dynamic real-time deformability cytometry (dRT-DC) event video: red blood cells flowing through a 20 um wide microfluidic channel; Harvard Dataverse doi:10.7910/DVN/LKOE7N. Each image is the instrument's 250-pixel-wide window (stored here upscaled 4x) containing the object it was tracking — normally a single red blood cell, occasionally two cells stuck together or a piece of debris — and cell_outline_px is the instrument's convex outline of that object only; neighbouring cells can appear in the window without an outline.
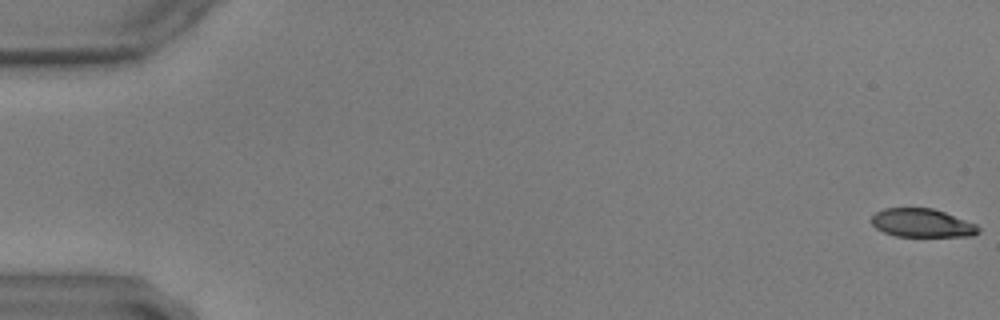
{"species": "common noctule bat (a hibernating species)", "species_latin": "Nyctalus noctula", "temperature_condition": "warm", "stored_images_in_passage": 59, "camera_frame_rate_fps": 3000, "um_per_image_px": 0.085, "animal": {"sex": "male", "body_mass_g": 17.9, "forearm_length_mm": 54.2}, "frame": {"image": 1, "passage_image": 1, "time_ms": 0.0, "image_size_px": [1000, 320], "cell_outline_px": [[980, 232], [972, 236], [896, 236], [884, 232], [876, 228], [868, 220], [876, 212], [884, 208], [932, 208], [944, 212], [976, 224], [980, 228]], "centroid_in_image_um": [78.35, 18.95], "position_along_channel_um": 6.7, "area_um2": 17.74}}
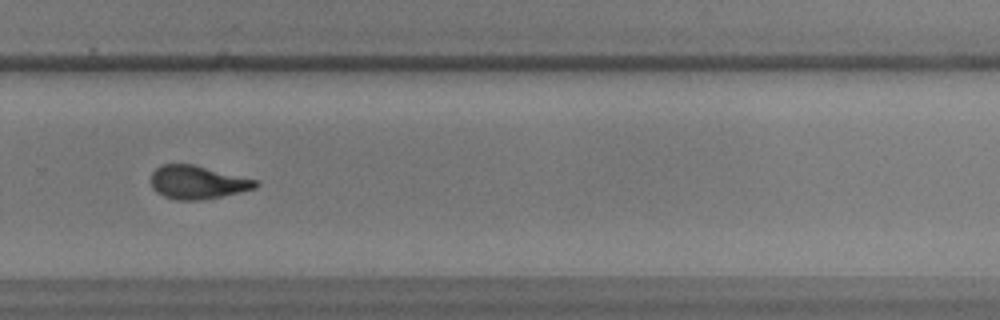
{"frame": {"image": 2, "passage_image": 41, "time_ms": 13.333, "image_size_px": [1000, 320], "cell_outline_px": [[260, 184], [256, 188], [240, 192], [200, 200], [176, 200], [164, 196], [156, 192], [152, 188], [152, 172], [160, 164], [192, 164], [260, 180]], "centroid_in_image_um": [16.81, 15.49], "position_along_channel_um": 313.0, "area_um2": 20.4}}
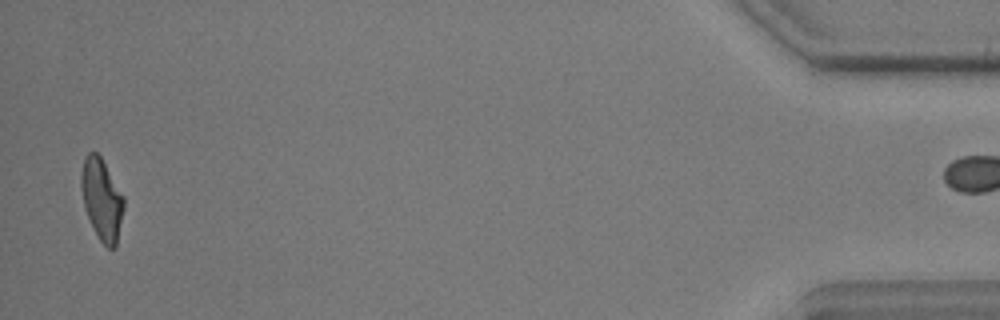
{"frame": {"image": 3, "passage_image": 58, "time_ms": 19.0, "image_size_px": [1000, 320], "cell_outline_px": [[124, 208], [116, 248], [108, 248], [100, 240], [92, 228], [84, 208], [80, 188], [80, 176], [84, 156], [88, 152], [96, 152], [100, 156], [124, 196]], "centroid_in_image_um": [8.63, 16.95], "position_along_channel_um": 426.6, "area_um2": 20.46}}